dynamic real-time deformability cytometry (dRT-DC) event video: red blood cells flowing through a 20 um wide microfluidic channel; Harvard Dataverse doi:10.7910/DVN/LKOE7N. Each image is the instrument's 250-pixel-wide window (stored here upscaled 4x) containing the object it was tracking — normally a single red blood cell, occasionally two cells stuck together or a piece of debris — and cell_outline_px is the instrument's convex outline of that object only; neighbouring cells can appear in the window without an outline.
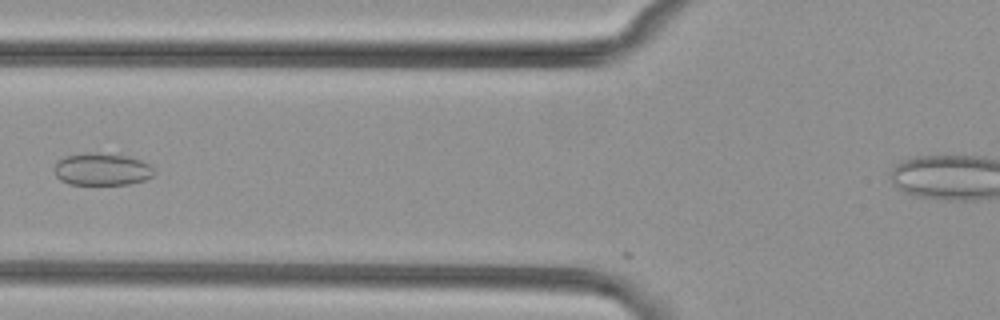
{"species": "common noctule bat (a hibernating species)", "species_latin": "Nyctalus noctula", "temperature_condition": "cold", "stored_images_in_passage": 31, "camera_frame_rate_fps": 3000, "um_per_image_px": 0.085, "animal": {"sex": "female", "body_mass_g": 29.2, "forearm_length_mm": 56.3}, "frame": {"image": 1, "passage_image": 4, "time_ms": 1.0, "image_size_px": [1000, 320], "cell_outline_px": [[156, 172], [152, 176], [144, 180], [128, 184], [68, 184], [60, 180], [56, 176], [56, 160], [64, 156], [128, 156], [140, 160], [156, 168]], "centroid_in_image_um": [8.71, 14.45], "position_along_channel_um": 117.1, "area_um2": 17.86}}
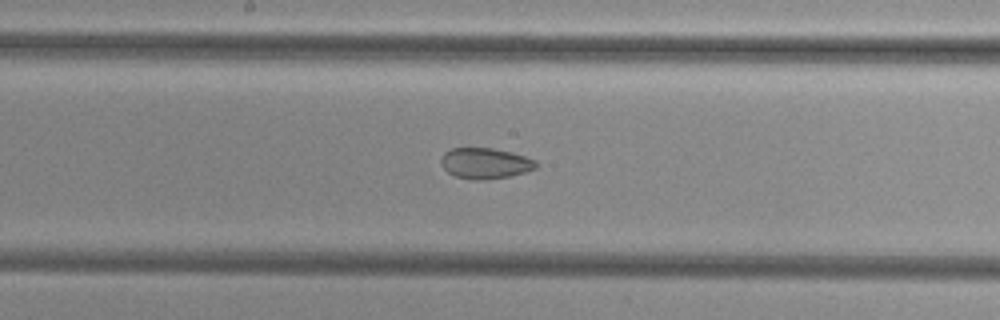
{"frame": {"image": 2, "passage_image": 11, "time_ms": 3.333, "image_size_px": [1000, 320], "cell_outline_px": [[536, 168], [524, 172], [508, 176], [484, 180], [472, 180], [456, 176], [448, 172], [444, 168], [440, 160], [444, 152], [452, 148], [492, 148], [512, 152], [536, 160]], "centroid_in_image_um": [41.22, 13.87], "position_along_channel_um": 207.0, "area_um2": 16.94}}
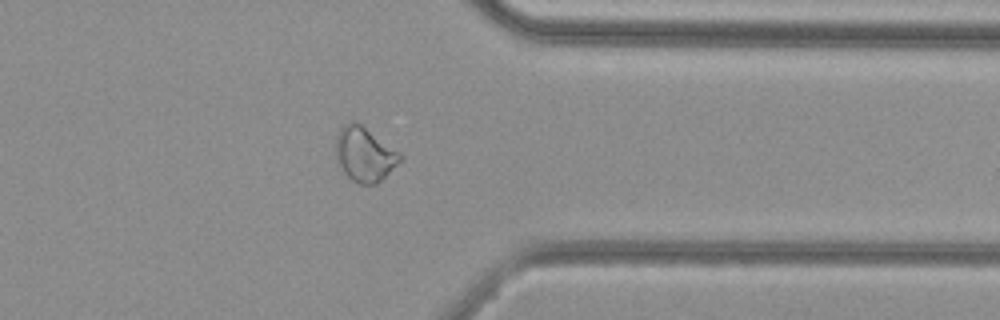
{"frame": {"image": 3, "passage_image": 25, "time_ms": 8.0, "image_size_px": [1000, 320], "cell_outline_px": [[400, 160], [376, 184], [360, 184], [352, 180], [344, 172], [336, 160], [336, 136], [340, 128], [344, 124], [352, 120], [356, 120], [400, 152]], "centroid_in_image_um": [30.94, 13.07], "position_along_channel_um": 380.5, "area_um2": 20.17}, "authors_computed_cell_mechanics": {"area_um2": 17.918, "velocity_mm_per_s": 3.8406, "shape_relaxation_time_tau1_ms": null, "shape_relaxation_time_tau2_ms": 3.6978, "deformation_change_tau1": null, "deformation_change_tau2": 0.054}}